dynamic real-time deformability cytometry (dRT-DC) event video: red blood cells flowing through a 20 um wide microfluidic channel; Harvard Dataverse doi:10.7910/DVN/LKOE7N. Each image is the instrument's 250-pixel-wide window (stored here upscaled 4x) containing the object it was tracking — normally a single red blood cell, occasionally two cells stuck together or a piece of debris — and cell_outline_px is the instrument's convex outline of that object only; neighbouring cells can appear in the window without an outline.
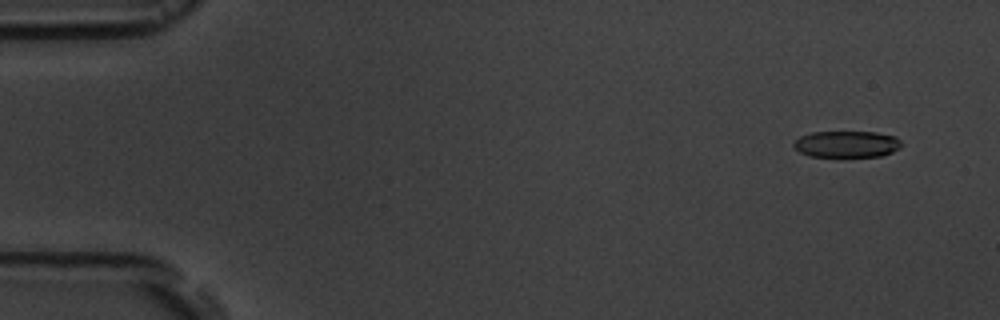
{"species": "common noctule bat (a hibernating species)", "species_latin": "Nyctalus noctula", "temperature_condition": "room temperature", "stored_images_in_passage": 4, "camera_frame_rate_fps": 3000, "um_per_image_px": 0.085, "animal": {"sex": "male", "body_mass_g": 19.5, "forearm_length_mm": 54.6}, "frame": {"image": 1, "passage_image": 1, "time_ms": 0.0, "image_size_px": [1000, 320], "cell_outline_px": [[900, 148], [892, 152], [880, 156], [808, 156], [800, 152], [792, 144], [800, 136], [812, 132], [876, 132], [896, 136], [900, 140]], "centroid_in_image_um": [71.98, 12.24], "position_along_channel_um": 13.0, "area_um2": 16.53}}
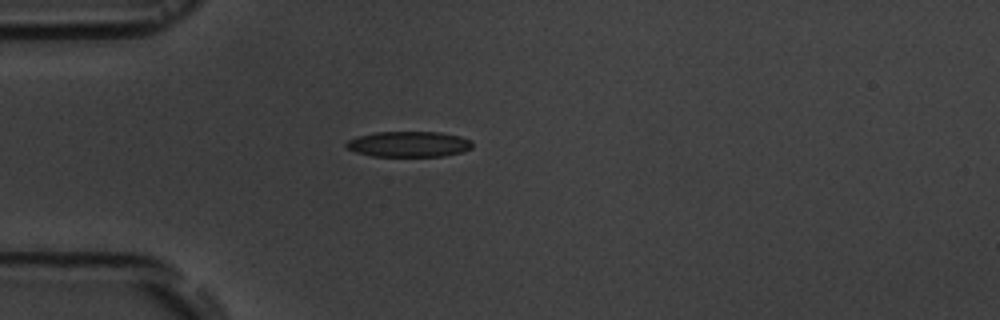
{"frame": {"image": 2, "passage_image": 4, "time_ms": 4.0, "image_size_px": [1000, 320], "cell_outline_px": [[472, 148], [460, 152], [444, 156], [372, 156], [356, 152], [348, 148], [344, 144], [348, 140], [356, 136], [376, 132], [440, 132], [460, 136], [472, 140]], "centroid_in_image_um": [34.74, 12.25], "position_along_channel_um": 50.3, "area_um2": 18.84}}